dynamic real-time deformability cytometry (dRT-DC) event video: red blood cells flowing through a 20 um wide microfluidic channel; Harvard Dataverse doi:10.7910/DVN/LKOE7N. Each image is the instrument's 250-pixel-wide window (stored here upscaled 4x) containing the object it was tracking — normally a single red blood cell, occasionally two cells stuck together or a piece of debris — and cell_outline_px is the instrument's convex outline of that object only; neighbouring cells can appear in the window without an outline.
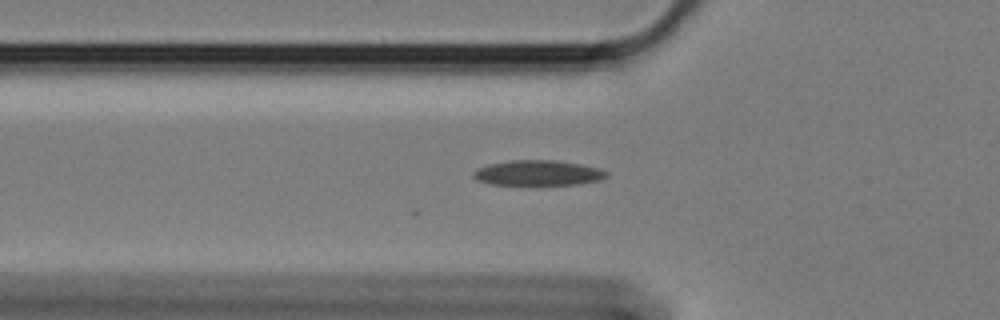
{"species": "Egyptian fruit bat (a non-hibernating species)", "species_latin": "Rousettus aegyptiacus", "temperature_condition": "cold", "stored_images_in_passage": 41, "camera_frame_rate_fps": 3000, "um_per_image_px": 0.085, "animal": {"sex": "female"}, "frame": {"image": 1, "passage_image": 2, "time_ms": 0.333, "image_size_px": [1000, 320], "cell_outline_px": [[608, 176], [600, 180], [580, 184], [544, 188], [532, 188], [488, 184], [476, 180], [472, 176], [472, 172], [476, 168], [488, 164], [512, 160], [556, 160], [580, 164], [596, 168], [608, 172]], "centroid_in_image_um": [45.67, 14.77], "position_along_channel_um": 80.1, "area_um2": 21.04}}
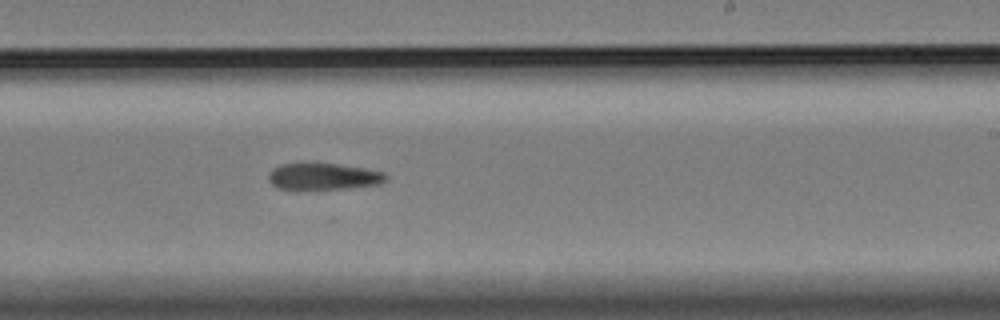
{"frame": {"image": 2, "passage_image": 18, "time_ms": 5.667, "image_size_px": [1000, 320], "cell_outline_px": [[388, 180], [380, 184], [344, 188], [276, 188], [268, 180], [268, 176], [272, 168], [280, 164], [304, 160], [316, 160], [364, 168], [384, 172], [388, 176]], "centroid_in_image_um": [27.46, 14.92], "position_along_channel_um": 261.5, "area_um2": 18.9}}
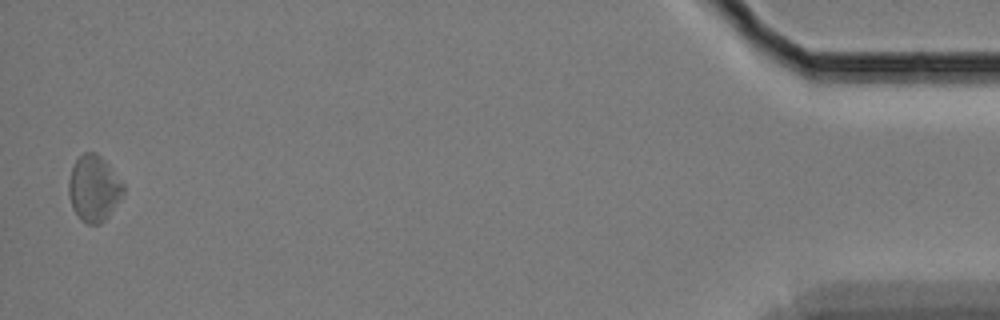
{"frame": {"image": 3, "passage_image": 40, "time_ms": 13.0, "image_size_px": [1000, 320], "cell_outline_px": [[124, 192], [108, 216], [100, 224], [88, 224], [80, 220], [72, 208], [68, 196], [68, 180], [72, 168], [76, 160], [84, 152], [96, 152], [104, 160], [124, 184]], "centroid_in_image_um": [7.95, 16.02], "position_along_channel_um": 427.3, "area_um2": 20.92}}